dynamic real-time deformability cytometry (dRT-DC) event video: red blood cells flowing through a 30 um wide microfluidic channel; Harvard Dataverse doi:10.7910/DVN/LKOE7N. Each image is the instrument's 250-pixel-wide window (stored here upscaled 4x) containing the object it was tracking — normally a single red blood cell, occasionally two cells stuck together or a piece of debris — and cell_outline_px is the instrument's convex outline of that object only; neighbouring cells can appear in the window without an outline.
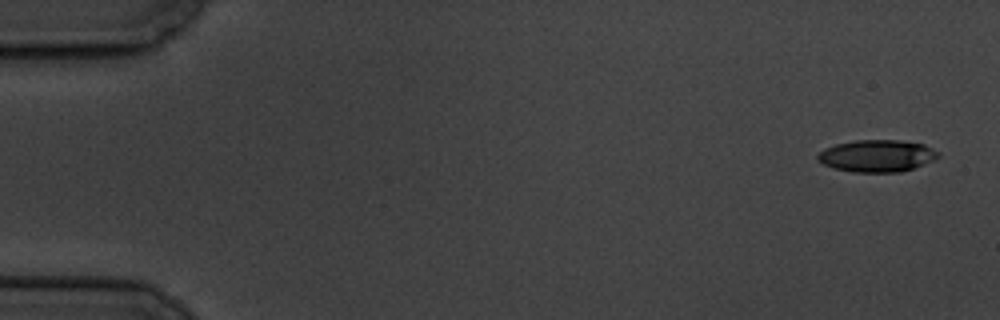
{"species": "common noctule bat (a hibernating species)", "species_latin": "Nyctalus noctula", "temperature_condition": "cold", "stored_images_in_passage": 5, "camera_frame_rate_fps": 3000, "um_per_image_px": 0.085, "animal": {"sex": "male", "body_mass_g": 19.5, "forearm_length_mm": 54.6}, "frame": {"image": 1, "passage_image": 1, "time_ms": 0.0, "image_size_px": [1000, 320], "cell_outline_px": [[940, 156], [932, 160], [912, 168], [900, 172], [852, 172], [832, 168], [816, 160], [816, 156], [824, 148], [836, 144], [856, 140], [900, 140], [924, 144], [940, 152]], "centroid_in_image_um": [74.51, 13.24], "position_along_channel_um": 10.5, "area_um2": 22.54}}
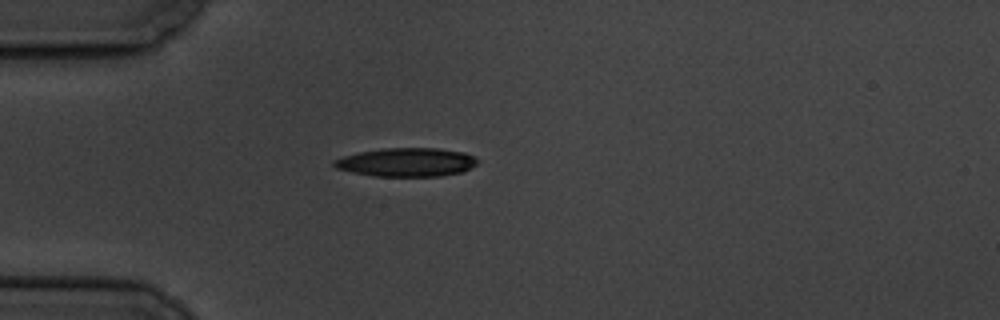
{"frame": {"image": 2, "passage_image": 5, "time_ms": 4.667, "image_size_px": [1000, 320], "cell_outline_px": [[480, 160], [476, 164], [464, 172], [440, 176], [372, 176], [352, 172], [336, 168], [332, 164], [332, 160], [344, 156], [360, 152], [384, 148], [440, 148], [464, 152], [476, 156]], "centroid_in_image_um": [34.6, 13.79], "position_along_channel_um": 50.4, "area_um2": 24.16}}